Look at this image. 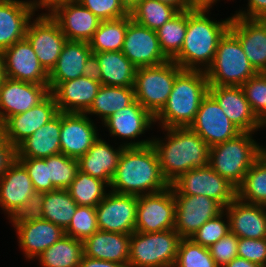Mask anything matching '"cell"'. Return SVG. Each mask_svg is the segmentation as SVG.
Returning <instances> with one entry per match:
<instances>
[{"mask_svg":"<svg viewBox=\"0 0 266 267\" xmlns=\"http://www.w3.org/2000/svg\"><path fill=\"white\" fill-rule=\"evenodd\" d=\"M169 186L152 144L125 147L109 185L113 192L135 196L159 192Z\"/></svg>","mask_w":266,"mask_h":267,"instance_id":"6da1fadb","label":"cell"},{"mask_svg":"<svg viewBox=\"0 0 266 267\" xmlns=\"http://www.w3.org/2000/svg\"><path fill=\"white\" fill-rule=\"evenodd\" d=\"M208 11L209 9L187 10L184 43L172 59L183 70L206 72L213 63L220 39L229 30L232 17L217 22L207 17Z\"/></svg>","mask_w":266,"mask_h":267,"instance_id":"7a4b0ae2","label":"cell"},{"mask_svg":"<svg viewBox=\"0 0 266 267\" xmlns=\"http://www.w3.org/2000/svg\"><path fill=\"white\" fill-rule=\"evenodd\" d=\"M166 142L160 138L152 139L161 172L171 185L182 174L209 163V145L189 127L165 128ZM160 139V140H159Z\"/></svg>","mask_w":266,"mask_h":267,"instance_id":"3957f363","label":"cell"},{"mask_svg":"<svg viewBox=\"0 0 266 267\" xmlns=\"http://www.w3.org/2000/svg\"><path fill=\"white\" fill-rule=\"evenodd\" d=\"M208 91L205 71L183 70L176 77L166 104L154 117V123L161 121L164 129L189 127Z\"/></svg>","mask_w":266,"mask_h":267,"instance_id":"277c9868","label":"cell"},{"mask_svg":"<svg viewBox=\"0 0 266 267\" xmlns=\"http://www.w3.org/2000/svg\"><path fill=\"white\" fill-rule=\"evenodd\" d=\"M252 132H241L235 138L209 149L208 165L238 188L249 168L263 154V147L252 139Z\"/></svg>","mask_w":266,"mask_h":267,"instance_id":"5b68a950","label":"cell"},{"mask_svg":"<svg viewBox=\"0 0 266 267\" xmlns=\"http://www.w3.org/2000/svg\"><path fill=\"white\" fill-rule=\"evenodd\" d=\"M257 74L238 38L228 30L218 43L213 63L206 70L209 86H242Z\"/></svg>","mask_w":266,"mask_h":267,"instance_id":"8992f818","label":"cell"},{"mask_svg":"<svg viewBox=\"0 0 266 267\" xmlns=\"http://www.w3.org/2000/svg\"><path fill=\"white\" fill-rule=\"evenodd\" d=\"M181 239L174 229L134 231L129 242V267H174Z\"/></svg>","mask_w":266,"mask_h":267,"instance_id":"52a82bcc","label":"cell"},{"mask_svg":"<svg viewBox=\"0 0 266 267\" xmlns=\"http://www.w3.org/2000/svg\"><path fill=\"white\" fill-rule=\"evenodd\" d=\"M182 71L173 60L137 68L133 86L136 100L155 117L166 104L174 81Z\"/></svg>","mask_w":266,"mask_h":267,"instance_id":"ba28073f","label":"cell"},{"mask_svg":"<svg viewBox=\"0 0 266 267\" xmlns=\"http://www.w3.org/2000/svg\"><path fill=\"white\" fill-rule=\"evenodd\" d=\"M171 187L174 195H204L217 201L223 208L237 197V188L209 165L185 172Z\"/></svg>","mask_w":266,"mask_h":267,"instance_id":"9c48e42d","label":"cell"},{"mask_svg":"<svg viewBox=\"0 0 266 267\" xmlns=\"http://www.w3.org/2000/svg\"><path fill=\"white\" fill-rule=\"evenodd\" d=\"M175 212L171 185L162 191L138 196L135 231L154 233L174 229Z\"/></svg>","mask_w":266,"mask_h":267,"instance_id":"30bf717a","label":"cell"},{"mask_svg":"<svg viewBox=\"0 0 266 267\" xmlns=\"http://www.w3.org/2000/svg\"><path fill=\"white\" fill-rule=\"evenodd\" d=\"M25 38L31 44L41 66L49 74L55 67L67 38L57 22L43 13L29 22Z\"/></svg>","mask_w":266,"mask_h":267,"instance_id":"8fae6325","label":"cell"},{"mask_svg":"<svg viewBox=\"0 0 266 267\" xmlns=\"http://www.w3.org/2000/svg\"><path fill=\"white\" fill-rule=\"evenodd\" d=\"M109 192L95 207L98 229L131 235L137 220L138 196Z\"/></svg>","mask_w":266,"mask_h":267,"instance_id":"7c38bea8","label":"cell"},{"mask_svg":"<svg viewBox=\"0 0 266 267\" xmlns=\"http://www.w3.org/2000/svg\"><path fill=\"white\" fill-rule=\"evenodd\" d=\"M121 52L136 68L156 66L169 60L160 48L156 31L138 24L130 14Z\"/></svg>","mask_w":266,"mask_h":267,"instance_id":"4fadbf2b","label":"cell"},{"mask_svg":"<svg viewBox=\"0 0 266 267\" xmlns=\"http://www.w3.org/2000/svg\"><path fill=\"white\" fill-rule=\"evenodd\" d=\"M189 128L197 133L209 147L224 143L241 133L209 93L202 100Z\"/></svg>","mask_w":266,"mask_h":267,"instance_id":"5bb4252c","label":"cell"},{"mask_svg":"<svg viewBox=\"0 0 266 267\" xmlns=\"http://www.w3.org/2000/svg\"><path fill=\"white\" fill-rule=\"evenodd\" d=\"M176 202L174 230L182 239L192 235L209 219L216 217L224 208L204 195H174Z\"/></svg>","mask_w":266,"mask_h":267,"instance_id":"9a60e30c","label":"cell"},{"mask_svg":"<svg viewBox=\"0 0 266 267\" xmlns=\"http://www.w3.org/2000/svg\"><path fill=\"white\" fill-rule=\"evenodd\" d=\"M50 93L49 85L13 80L5 77L0 85V123L26 112Z\"/></svg>","mask_w":266,"mask_h":267,"instance_id":"2e32d148","label":"cell"},{"mask_svg":"<svg viewBox=\"0 0 266 267\" xmlns=\"http://www.w3.org/2000/svg\"><path fill=\"white\" fill-rule=\"evenodd\" d=\"M2 55L5 77L48 85V73L39 63L31 44L26 38L5 49Z\"/></svg>","mask_w":266,"mask_h":267,"instance_id":"e0dca14e","label":"cell"},{"mask_svg":"<svg viewBox=\"0 0 266 267\" xmlns=\"http://www.w3.org/2000/svg\"><path fill=\"white\" fill-rule=\"evenodd\" d=\"M58 112L55 99L49 93L39 104L30 110L7 118L2 123L4 138L17 148Z\"/></svg>","mask_w":266,"mask_h":267,"instance_id":"ac0fdd59","label":"cell"},{"mask_svg":"<svg viewBox=\"0 0 266 267\" xmlns=\"http://www.w3.org/2000/svg\"><path fill=\"white\" fill-rule=\"evenodd\" d=\"M97 131L87 114L61 112V153L79 159L99 138Z\"/></svg>","mask_w":266,"mask_h":267,"instance_id":"d6986e66","label":"cell"},{"mask_svg":"<svg viewBox=\"0 0 266 267\" xmlns=\"http://www.w3.org/2000/svg\"><path fill=\"white\" fill-rule=\"evenodd\" d=\"M151 143V139L130 141L121 144L118 149H113L106 141L98 138L87 153L78 159L79 170L110 185L123 149L125 147H144Z\"/></svg>","mask_w":266,"mask_h":267,"instance_id":"ffe728a7","label":"cell"},{"mask_svg":"<svg viewBox=\"0 0 266 267\" xmlns=\"http://www.w3.org/2000/svg\"><path fill=\"white\" fill-rule=\"evenodd\" d=\"M49 15L69 41L89 42L102 21L78 1L58 5Z\"/></svg>","mask_w":266,"mask_h":267,"instance_id":"44dd1931","label":"cell"},{"mask_svg":"<svg viewBox=\"0 0 266 267\" xmlns=\"http://www.w3.org/2000/svg\"><path fill=\"white\" fill-rule=\"evenodd\" d=\"M208 93L241 132H255L263 126L245 98L241 86H209Z\"/></svg>","mask_w":266,"mask_h":267,"instance_id":"7402d4cb","label":"cell"},{"mask_svg":"<svg viewBox=\"0 0 266 267\" xmlns=\"http://www.w3.org/2000/svg\"><path fill=\"white\" fill-rule=\"evenodd\" d=\"M229 30L238 38L253 68L258 73H266V19L233 15Z\"/></svg>","mask_w":266,"mask_h":267,"instance_id":"603a6c76","label":"cell"},{"mask_svg":"<svg viewBox=\"0 0 266 267\" xmlns=\"http://www.w3.org/2000/svg\"><path fill=\"white\" fill-rule=\"evenodd\" d=\"M59 112L86 113L101 86L100 82L79 77L61 83H48Z\"/></svg>","mask_w":266,"mask_h":267,"instance_id":"cb8c5ba5","label":"cell"},{"mask_svg":"<svg viewBox=\"0 0 266 267\" xmlns=\"http://www.w3.org/2000/svg\"><path fill=\"white\" fill-rule=\"evenodd\" d=\"M224 211L229 218L230 232L238 238H266V206L244 202L236 197Z\"/></svg>","mask_w":266,"mask_h":267,"instance_id":"d4e9b609","label":"cell"},{"mask_svg":"<svg viewBox=\"0 0 266 267\" xmlns=\"http://www.w3.org/2000/svg\"><path fill=\"white\" fill-rule=\"evenodd\" d=\"M35 11L22 0H0V52L25 38Z\"/></svg>","mask_w":266,"mask_h":267,"instance_id":"484cf974","label":"cell"},{"mask_svg":"<svg viewBox=\"0 0 266 267\" xmlns=\"http://www.w3.org/2000/svg\"><path fill=\"white\" fill-rule=\"evenodd\" d=\"M34 192L26 168L16 159L0 177V206L11 217Z\"/></svg>","mask_w":266,"mask_h":267,"instance_id":"4316f807","label":"cell"},{"mask_svg":"<svg viewBox=\"0 0 266 267\" xmlns=\"http://www.w3.org/2000/svg\"><path fill=\"white\" fill-rule=\"evenodd\" d=\"M19 247L25 257L33 260L65 235L64 230L48 220L24 222L15 227Z\"/></svg>","mask_w":266,"mask_h":267,"instance_id":"83f0119b","label":"cell"},{"mask_svg":"<svg viewBox=\"0 0 266 267\" xmlns=\"http://www.w3.org/2000/svg\"><path fill=\"white\" fill-rule=\"evenodd\" d=\"M130 234L98 230L83 241L84 256L128 264Z\"/></svg>","mask_w":266,"mask_h":267,"instance_id":"f1b7e54d","label":"cell"},{"mask_svg":"<svg viewBox=\"0 0 266 267\" xmlns=\"http://www.w3.org/2000/svg\"><path fill=\"white\" fill-rule=\"evenodd\" d=\"M61 112L30 135L17 148V158H47L61 153Z\"/></svg>","mask_w":266,"mask_h":267,"instance_id":"f546056e","label":"cell"},{"mask_svg":"<svg viewBox=\"0 0 266 267\" xmlns=\"http://www.w3.org/2000/svg\"><path fill=\"white\" fill-rule=\"evenodd\" d=\"M153 122L154 116L135 100L131 105L109 116L103 124L111 135L135 140L145 133Z\"/></svg>","mask_w":266,"mask_h":267,"instance_id":"4dcf8cb0","label":"cell"},{"mask_svg":"<svg viewBox=\"0 0 266 267\" xmlns=\"http://www.w3.org/2000/svg\"><path fill=\"white\" fill-rule=\"evenodd\" d=\"M91 54L89 42L67 40L55 67L48 74V82L61 83L82 77L86 60Z\"/></svg>","mask_w":266,"mask_h":267,"instance_id":"1f68e13d","label":"cell"},{"mask_svg":"<svg viewBox=\"0 0 266 267\" xmlns=\"http://www.w3.org/2000/svg\"><path fill=\"white\" fill-rule=\"evenodd\" d=\"M98 59L101 85L133 87L137 68L121 51L92 52Z\"/></svg>","mask_w":266,"mask_h":267,"instance_id":"d6a6232c","label":"cell"},{"mask_svg":"<svg viewBox=\"0 0 266 267\" xmlns=\"http://www.w3.org/2000/svg\"><path fill=\"white\" fill-rule=\"evenodd\" d=\"M135 100L133 87L101 85L92 105L85 114L99 115L104 122L116 111H120L131 105Z\"/></svg>","mask_w":266,"mask_h":267,"instance_id":"836d02e7","label":"cell"},{"mask_svg":"<svg viewBox=\"0 0 266 267\" xmlns=\"http://www.w3.org/2000/svg\"><path fill=\"white\" fill-rule=\"evenodd\" d=\"M83 255V241L64 235L37 258L43 267H78Z\"/></svg>","mask_w":266,"mask_h":267,"instance_id":"e575fe53","label":"cell"},{"mask_svg":"<svg viewBox=\"0 0 266 267\" xmlns=\"http://www.w3.org/2000/svg\"><path fill=\"white\" fill-rule=\"evenodd\" d=\"M128 25V15L113 20H102L89 41L92 52L121 51Z\"/></svg>","mask_w":266,"mask_h":267,"instance_id":"d590c367","label":"cell"},{"mask_svg":"<svg viewBox=\"0 0 266 267\" xmlns=\"http://www.w3.org/2000/svg\"><path fill=\"white\" fill-rule=\"evenodd\" d=\"M77 206L67 189L45 192L43 200L44 220L51 221L65 230L70 224Z\"/></svg>","mask_w":266,"mask_h":267,"instance_id":"8d00e7d4","label":"cell"},{"mask_svg":"<svg viewBox=\"0 0 266 267\" xmlns=\"http://www.w3.org/2000/svg\"><path fill=\"white\" fill-rule=\"evenodd\" d=\"M237 197L247 203L266 206V156L264 154L249 168Z\"/></svg>","mask_w":266,"mask_h":267,"instance_id":"74e56055","label":"cell"},{"mask_svg":"<svg viewBox=\"0 0 266 267\" xmlns=\"http://www.w3.org/2000/svg\"><path fill=\"white\" fill-rule=\"evenodd\" d=\"M105 186L109 187L106 182L78 170L67 191L78 206L96 207L107 195Z\"/></svg>","mask_w":266,"mask_h":267,"instance_id":"f35d334b","label":"cell"},{"mask_svg":"<svg viewBox=\"0 0 266 267\" xmlns=\"http://www.w3.org/2000/svg\"><path fill=\"white\" fill-rule=\"evenodd\" d=\"M187 30V10L180 11L157 31L159 45L164 55L172 60L181 50Z\"/></svg>","mask_w":266,"mask_h":267,"instance_id":"ab89813d","label":"cell"},{"mask_svg":"<svg viewBox=\"0 0 266 267\" xmlns=\"http://www.w3.org/2000/svg\"><path fill=\"white\" fill-rule=\"evenodd\" d=\"M178 13L179 11L175 7L158 0H140L130 15L138 24L157 31Z\"/></svg>","mask_w":266,"mask_h":267,"instance_id":"60d3db41","label":"cell"},{"mask_svg":"<svg viewBox=\"0 0 266 267\" xmlns=\"http://www.w3.org/2000/svg\"><path fill=\"white\" fill-rule=\"evenodd\" d=\"M79 170L78 159L63 153L48 157V179L56 189H67Z\"/></svg>","mask_w":266,"mask_h":267,"instance_id":"b9f144b4","label":"cell"},{"mask_svg":"<svg viewBox=\"0 0 266 267\" xmlns=\"http://www.w3.org/2000/svg\"><path fill=\"white\" fill-rule=\"evenodd\" d=\"M174 267H218L207 247L181 239Z\"/></svg>","mask_w":266,"mask_h":267,"instance_id":"7bdbcfd3","label":"cell"},{"mask_svg":"<svg viewBox=\"0 0 266 267\" xmlns=\"http://www.w3.org/2000/svg\"><path fill=\"white\" fill-rule=\"evenodd\" d=\"M97 213L95 207L77 206L70 224L64 230L65 235L84 241L97 232Z\"/></svg>","mask_w":266,"mask_h":267,"instance_id":"ee69618b","label":"cell"},{"mask_svg":"<svg viewBox=\"0 0 266 267\" xmlns=\"http://www.w3.org/2000/svg\"><path fill=\"white\" fill-rule=\"evenodd\" d=\"M257 118L266 122V73H258L241 86Z\"/></svg>","mask_w":266,"mask_h":267,"instance_id":"f6af8a7d","label":"cell"},{"mask_svg":"<svg viewBox=\"0 0 266 267\" xmlns=\"http://www.w3.org/2000/svg\"><path fill=\"white\" fill-rule=\"evenodd\" d=\"M223 210L216 217L209 219L205 222L190 238L196 244L209 248L215 244L222 237L226 236L229 231V218ZM226 215L227 223L223 220V216Z\"/></svg>","mask_w":266,"mask_h":267,"instance_id":"bcb514c9","label":"cell"},{"mask_svg":"<svg viewBox=\"0 0 266 267\" xmlns=\"http://www.w3.org/2000/svg\"><path fill=\"white\" fill-rule=\"evenodd\" d=\"M25 168L31 178L35 192H49L56 190L48 179L47 158H16Z\"/></svg>","mask_w":266,"mask_h":267,"instance_id":"7dc6e473","label":"cell"},{"mask_svg":"<svg viewBox=\"0 0 266 267\" xmlns=\"http://www.w3.org/2000/svg\"><path fill=\"white\" fill-rule=\"evenodd\" d=\"M101 20H113L126 17L130 13L122 6L120 0H77Z\"/></svg>","mask_w":266,"mask_h":267,"instance_id":"c3c4849f","label":"cell"},{"mask_svg":"<svg viewBox=\"0 0 266 267\" xmlns=\"http://www.w3.org/2000/svg\"><path fill=\"white\" fill-rule=\"evenodd\" d=\"M44 193L34 192L26 203L9 217L14 228L24 222H34L44 219L43 216Z\"/></svg>","mask_w":266,"mask_h":267,"instance_id":"681fc988","label":"cell"},{"mask_svg":"<svg viewBox=\"0 0 266 267\" xmlns=\"http://www.w3.org/2000/svg\"><path fill=\"white\" fill-rule=\"evenodd\" d=\"M238 241L239 238L229 231L226 236L222 237L208 248L218 267H224L238 256Z\"/></svg>","mask_w":266,"mask_h":267,"instance_id":"f907efd6","label":"cell"},{"mask_svg":"<svg viewBox=\"0 0 266 267\" xmlns=\"http://www.w3.org/2000/svg\"><path fill=\"white\" fill-rule=\"evenodd\" d=\"M237 253L238 257L266 267V238H239Z\"/></svg>","mask_w":266,"mask_h":267,"instance_id":"816d5d0a","label":"cell"},{"mask_svg":"<svg viewBox=\"0 0 266 267\" xmlns=\"http://www.w3.org/2000/svg\"><path fill=\"white\" fill-rule=\"evenodd\" d=\"M16 148L5 138L0 141V177L16 160Z\"/></svg>","mask_w":266,"mask_h":267,"instance_id":"f5cc1de1","label":"cell"},{"mask_svg":"<svg viewBox=\"0 0 266 267\" xmlns=\"http://www.w3.org/2000/svg\"><path fill=\"white\" fill-rule=\"evenodd\" d=\"M234 16L247 19H266V0H248L247 11H238Z\"/></svg>","mask_w":266,"mask_h":267,"instance_id":"db71d44e","label":"cell"},{"mask_svg":"<svg viewBox=\"0 0 266 267\" xmlns=\"http://www.w3.org/2000/svg\"><path fill=\"white\" fill-rule=\"evenodd\" d=\"M83 77L89 78L101 83V72L97 57L92 53L86 60L83 69Z\"/></svg>","mask_w":266,"mask_h":267,"instance_id":"11a10c76","label":"cell"},{"mask_svg":"<svg viewBox=\"0 0 266 267\" xmlns=\"http://www.w3.org/2000/svg\"><path fill=\"white\" fill-rule=\"evenodd\" d=\"M78 267H129V264L114 263L110 261L86 257L83 255Z\"/></svg>","mask_w":266,"mask_h":267,"instance_id":"9f6ffc18","label":"cell"},{"mask_svg":"<svg viewBox=\"0 0 266 267\" xmlns=\"http://www.w3.org/2000/svg\"><path fill=\"white\" fill-rule=\"evenodd\" d=\"M73 1L77 0H30L28 2L31 4L34 11H36L37 8H48V13H50L56 6Z\"/></svg>","mask_w":266,"mask_h":267,"instance_id":"6f0895ef","label":"cell"},{"mask_svg":"<svg viewBox=\"0 0 266 267\" xmlns=\"http://www.w3.org/2000/svg\"><path fill=\"white\" fill-rule=\"evenodd\" d=\"M191 9H210L217 0H185Z\"/></svg>","mask_w":266,"mask_h":267,"instance_id":"680465c9","label":"cell"},{"mask_svg":"<svg viewBox=\"0 0 266 267\" xmlns=\"http://www.w3.org/2000/svg\"><path fill=\"white\" fill-rule=\"evenodd\" d=\"M224 267H262V266L237 256Z\"/></svg>","mask_w":266,"mask_h":267,"instance_id":"91938a15","label":"cell"},{"mask_svg":"<svg viewBox=\"0 0 266 267\" xmlns=\"http://www.w3.org/2000/svg\"><path fill=\"white\" fill-rule=\"evenodd\" d=\"M164 4L170 5L172 7H175L179 12L191 9L187 4L185 0H158Z\"/></svg>","mask_w":266,"mask_h":267,"instance_id":"94428289","label":"cell"},{"mask_svg":"<svg viewBox=\"0 0 266 267\" xmlns=\"http://www.w3.org/2000/svg\"><path fill=\"white\" fill-rule=\"evenodd\" d=\"M122 6L129 12L139 4L140 0H120Z\"/></svg>","mask_w":266,"mask_h":267,"instance_id":"6125c7cd","label":"cell"},{"mask_svg":"<svg viewBox=\"0 0 266 267\" xmlns=\"http://www.w3.org/2000/svg\"><path fill=\"white\" fill-rule=\"evenodd\" d=\"M4 78H5L4 61L2 52H0V85L2 84Z\"/></svg>","mask_w":266,"mask_h":267,"instance_id":"be15d7a7","label":"cell"},{"mask_svg":"<svg viewBox=\"0 0 266 267\" xmlns=\"http://www.w3.org/2000/svg\"><path fill=\"white\" fill-rule=\"evenodd\" d=\"M4 138V134H3V126L0 123V141Z\"/></svg>","mask_w":266,"mask_h":267,"instance_id":"e7e4bbea","label":"cell"},{"mask_svg":"<svg viewBox=\"0 0 266 267\" xmlns=\"http://www.w3.org/2000/svg\"><path fill=\"white\" fill-rule=\"evenodd\" d=\"M266 126V122L263 124V127ZM263 154L266 156V148L263 147Z\"/></svg>","mask_w":266,"mask_h":267,"instance_id":"03108f58","label":"cell"}]
</instances>
